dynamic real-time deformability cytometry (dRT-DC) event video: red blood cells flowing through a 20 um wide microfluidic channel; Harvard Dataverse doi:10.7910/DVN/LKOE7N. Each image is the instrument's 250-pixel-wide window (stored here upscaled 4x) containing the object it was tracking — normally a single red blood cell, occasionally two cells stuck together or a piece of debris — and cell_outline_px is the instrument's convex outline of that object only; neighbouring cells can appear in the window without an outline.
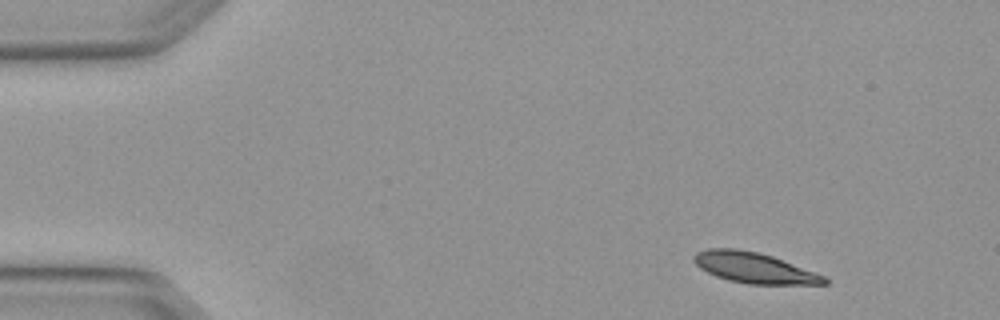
{"species": "Egyptian fruit bat (a non-hibernating species)", "species_latin": "Rousettus aegyptiacus", "temperature_condition": "warm", "stored_images_in_passage": 5, "camera_frame_rate_fps": 3000, "um_per_image_px": 0.085, "animal": {"sex": "female"}, "frame": {"image": 1, "passage_image": 1, "time_ms": 0.0, "image_size_px": [1000, 320], "cell_outline_px": [[828, 284], [748, 284], [728, 280], [716, 276], [700, 268], [692, 260], [692, 256], [696, 252], [708, 248], [736, 248], [760, 252], [772, 256], [824, 276], [828, 280]], "centroid_in_image_um": [64.05, 22.75], "position_along_channel_um": 21.0, "area_um2": 23.18}}